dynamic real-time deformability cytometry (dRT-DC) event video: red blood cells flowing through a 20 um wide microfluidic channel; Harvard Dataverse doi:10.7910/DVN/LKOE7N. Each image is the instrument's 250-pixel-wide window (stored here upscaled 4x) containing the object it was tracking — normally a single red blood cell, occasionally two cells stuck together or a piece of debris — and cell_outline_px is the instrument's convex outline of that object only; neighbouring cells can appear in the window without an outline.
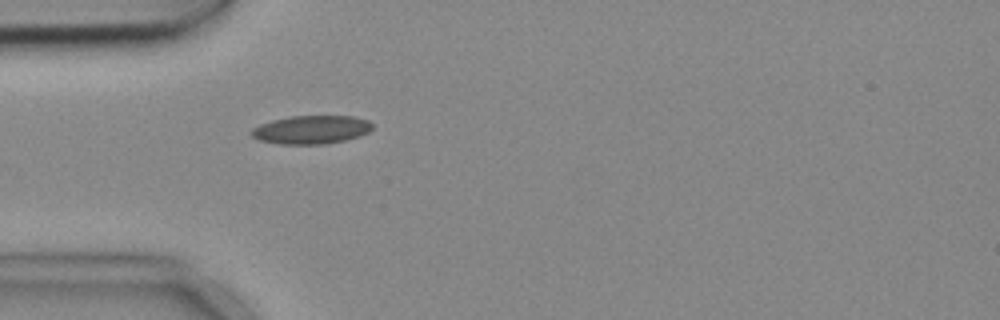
{"species": "common noctule bat (a hibernating species)", "species_latin": "Nyctalus noctula", "temperature_condition": "cold", "stored_images_in_passage": 1, "camera_frame_rate_fps": 3000, "um_per_image_px": 0.085, "animal": {"sex": "female", "body_mass_g": 18.4}, "frame": {"image": 1, "passage_image": 1, "time_ms": 0.0, "image_size_px": [1000, 320], "cell_outline_px": [[372, 128], [368, 132], [360, 136], [344, 140], [324, 144], [280, 144], [260, 140], [252, 136], [248, 132], [252, 128], [260, 124], [272, 120], [292, 116], [352, 116], [368, 120], [372, 124]], "centroid_in_image_um": [26.44, 11.02], "position_along_channel_um": 58.6, "area_um2": 20.0}}